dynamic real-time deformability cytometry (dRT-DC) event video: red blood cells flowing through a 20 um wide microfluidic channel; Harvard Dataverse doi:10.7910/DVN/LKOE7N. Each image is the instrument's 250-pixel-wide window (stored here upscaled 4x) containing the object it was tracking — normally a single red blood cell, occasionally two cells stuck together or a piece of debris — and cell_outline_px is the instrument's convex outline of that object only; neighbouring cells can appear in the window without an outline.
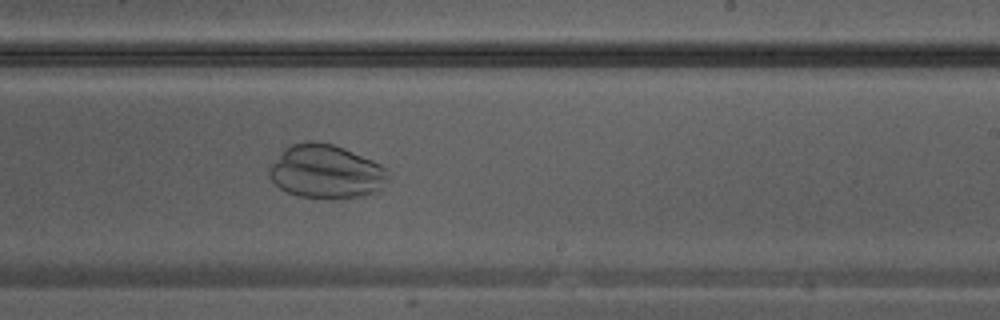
{"species": "Egyptian fruit bat (a non-hibernating species)", "species_latin": "Rousettus aegyptiacus", "temperature_condition": "warm", "stored_images_in_passage": 17, "camera_frame_rate_fps": 3000, "um_per_image_px": 0.085, "animal": {"sex": "male"}, "frame": {"image": 1, "passage_image": 17, "time_ms": 5.333, "image_size_px": [1000, 320], "cell_outline_px": [[388, 180], [376, 192], [364, 196], [332, 200], [300, 196], [288, 192], [280, 188], [268, 176], [268, 168], [284, 148], [292, 144], [308, 140], [312, 140], [332, 144], [344, 148], [372, 160], [380, 164], [384, 168], [388, 176]], "centroid_in_image_um": [27.69, 14.6], "position_along_channel_um": 261.3, "area_um2": 37.45}}